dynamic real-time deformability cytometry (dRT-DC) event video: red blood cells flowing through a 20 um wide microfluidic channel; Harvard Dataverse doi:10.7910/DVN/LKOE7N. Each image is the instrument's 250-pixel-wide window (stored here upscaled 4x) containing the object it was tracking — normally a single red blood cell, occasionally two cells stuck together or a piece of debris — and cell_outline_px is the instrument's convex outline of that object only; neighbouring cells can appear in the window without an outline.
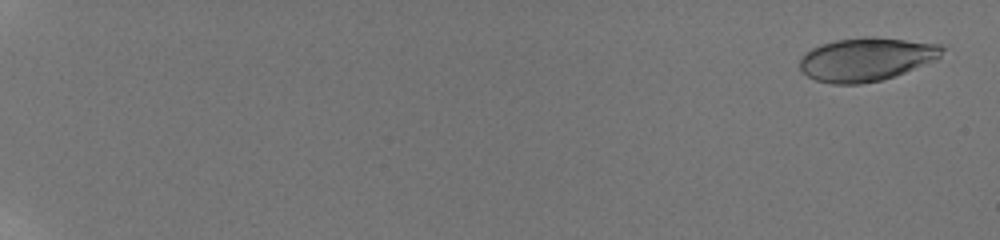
{"species": "human", "species_latin": "Homo sapiens", "temperature_condition": "room temperature", "stored_images_in_passage": 47, "camera_frame_rate_fps": 3000, "um_per_image_px": 0.085, "donor": {"sex": "male"}, "frame": {"image": 1, "passage_image": 2, "time_ms": 0.333, "image_size_px": [1000, 240], "cell_outline_px": [[944, 48], [940, 56], [932, 60], [904, 72], [880, 80], [860, 84], [832, 84], [816, 80], [808, 76], [800, 68], [800, 56], [804, 52], [820, 44], [836, 40], [864, 36], [904, 40], [940, 44]], "centroid_in_image_um": [73.56, 5.03], "position_along_channel_um": 11.4, "area_um2": 35.49}}
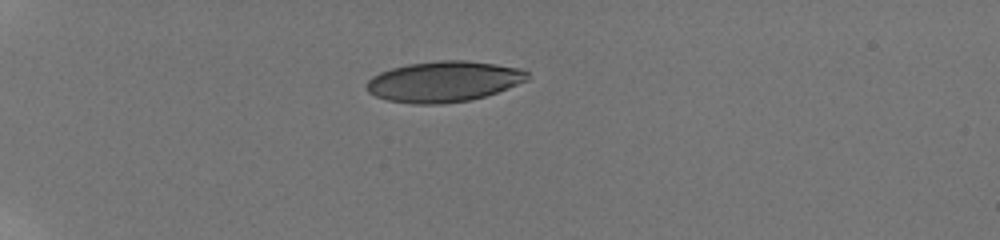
{"frame": {"image": 2, "passage_image": 39, "time_ms": 6.0, "image_size_px": [1000, 240], "cell_outline_px": [[528, 80], [508, 88], [484, 96], [468, 100], [444, 104], [412, 104], [388, 100], [376, 96], [368, 92], [364, 88], [364, 84], [372, 76], [380, 72], [392, 68], [408, 64], [440, 60], [464, 60], [496, 64], [520, 68], [528, 72]], "centroid_in_image_um": [37.68, 6.93], "position_along_channel_um": 47.3, "area_um2": 38.21}}